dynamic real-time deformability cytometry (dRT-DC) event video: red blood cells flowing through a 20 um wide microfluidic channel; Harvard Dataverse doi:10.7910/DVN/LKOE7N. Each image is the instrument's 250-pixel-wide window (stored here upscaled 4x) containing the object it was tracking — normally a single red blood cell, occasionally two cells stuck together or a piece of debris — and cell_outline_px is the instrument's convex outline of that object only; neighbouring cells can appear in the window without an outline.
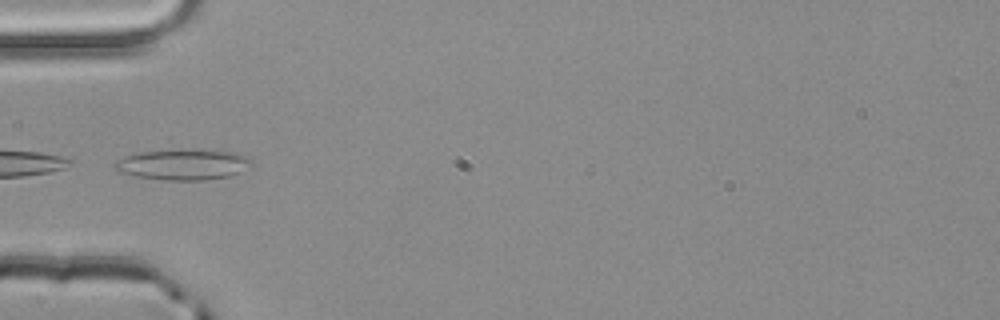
{"species": "common noctule bat (a hibernating species)", "species_latin": "Nyctalus noctula", "temperature_condition": "room temperature", "stored_images_in_passage": 4, "camera_frame_rate_fps": 3000, "um_per_image_px": 0.085, "animal": {"sex": "male", "body_mass_g": 20.4}, "frame": {"image": 1, "passage_image": 4, "time_ms": 1.0, "image_size_px": [1000, 320], "cell_outline_px": [[252, 164], [240, 172], [228, 176], [204, 180], [164, 180], [136, 176], [120, 172], [112, 164], [116, 160], [124, 156], [140, 152], [188, 148], [192, 148], [236, 152], [248, 156], [252, 160]], "centroid_in_image_um": [15.58, 13.96], "position_along_channel_um": 69.4, "area_um2": 24.85}}